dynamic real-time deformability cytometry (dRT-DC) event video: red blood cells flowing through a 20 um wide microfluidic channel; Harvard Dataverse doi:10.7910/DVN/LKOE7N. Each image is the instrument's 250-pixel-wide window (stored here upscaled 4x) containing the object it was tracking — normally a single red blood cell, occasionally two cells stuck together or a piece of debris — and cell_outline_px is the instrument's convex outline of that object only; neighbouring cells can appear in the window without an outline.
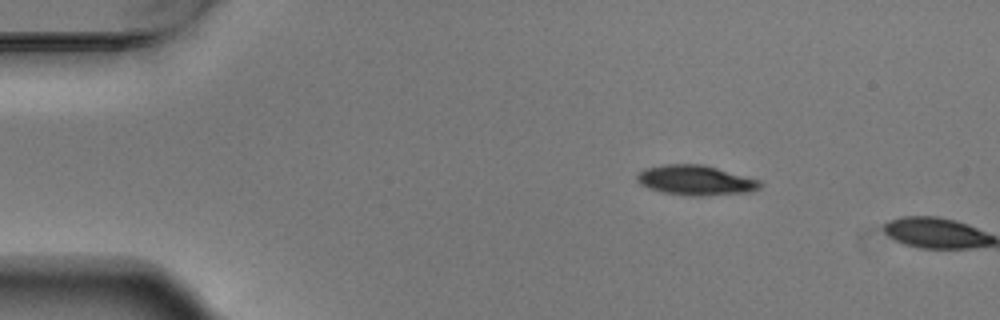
{"species": "Egyptian fruit bat (a non-hibernating species)", "species_latin": "Rousettus aegyptiacus", "temperature_condition": "warm", "stored_images_in_passage": 2, "camera_frame_rate_fps": 3000, "um_per_image_px": 0.085, "animal": {"sex": "male"}, "frame": {"image": 1, "passage_image": 1, "time_ms": 0.0, "image_size_px": [1000, 320], "cell_outline_px": [[764, 184], [760, 188], [752, 192], [700, 196], [692, 196], [664, 192], [648, 188], [640, 184], [636, 180], [636, 176], [644, 168], [664, 164], [704, 164], [760, 180]], "centroid_in_image_um": [59.15, 15.32], "position_along_channel_um": 25.8, "area_um2": 21.62}}